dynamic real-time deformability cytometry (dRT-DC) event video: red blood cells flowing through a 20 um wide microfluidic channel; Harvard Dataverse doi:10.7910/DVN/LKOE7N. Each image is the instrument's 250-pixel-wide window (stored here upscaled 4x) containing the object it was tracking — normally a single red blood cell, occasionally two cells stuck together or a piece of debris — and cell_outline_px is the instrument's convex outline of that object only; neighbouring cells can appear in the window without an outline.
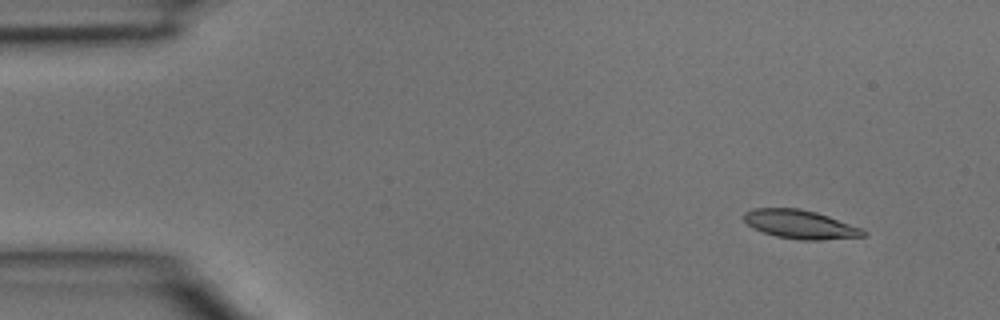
{"species": "common noctule bat (a hibernating species)", "species_latin": "Nyctalus noctula", "temperature_condition": "room temperature", "stored_images_in_passage": 5, "segment_of_instrument_passage": [2, 2], "camera_frame_rate_fps": 3000, "um_per_image_px": 0.085, "animal": {"sex": "male", "body_mass_g": 15.6}, "frame": {"image": 1, "passage_image": 5, "time_ms": 1.333, "image_size_px": [1000, 320], "cell_outline_px": [[868, 236], [820, 240], [800, 240], [776, 236], [752, 228], [744, 220], [744, 212], [752, 208], [800, 208], [816, 212], [828, 216], [860, 228], [868, 232]], "centroid_in_image_um": [68.01, 19.07], "position_along_channel_um": 17.0, "area_um2": 19.94}}